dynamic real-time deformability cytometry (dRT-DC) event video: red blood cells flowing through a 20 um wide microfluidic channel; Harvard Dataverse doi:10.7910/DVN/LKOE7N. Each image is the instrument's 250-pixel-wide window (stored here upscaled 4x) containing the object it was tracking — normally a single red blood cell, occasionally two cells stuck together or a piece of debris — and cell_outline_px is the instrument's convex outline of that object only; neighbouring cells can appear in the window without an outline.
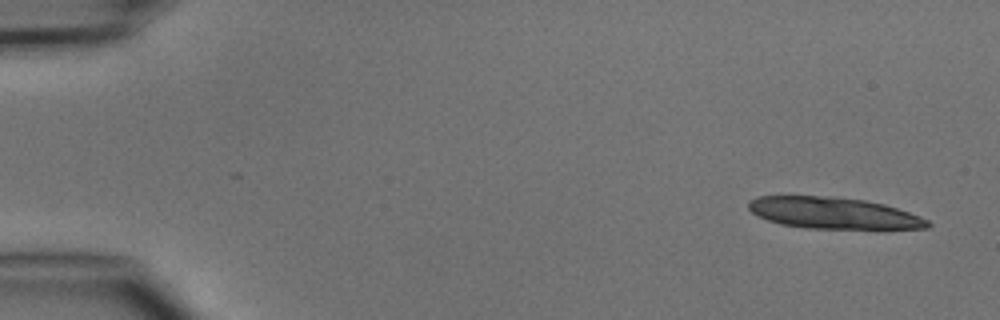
{"species": "common noctule bat (a hibernating species)", "species_latin": "Nyctalus noctula", "temperature_condition": "cold", "stored_images_in_passage": 4, "camera_frame_rate_fps": 3000, "um_per_image_px": 0.085, "animal": {"sex": "male", "body_mass_g": 15.6}, "frame": {"image": 1, "passage_image": 1, "time_ms": 0.0, "image_size_px": [1000, 320], "cell_outline_px": [[932, 224], [928, 228], [884, 232], [804, 228], [780, 224], [768, 220], [752, 212], [748, 208], [748, 200], [756, 196], [832, 196], [864, 200], [884, 204], [920, 216], [928, 220]], "centroid_in_image_um": [70.97, 18.17], "position_along_channel_um": 14.0, "area_um2": 34.39}}